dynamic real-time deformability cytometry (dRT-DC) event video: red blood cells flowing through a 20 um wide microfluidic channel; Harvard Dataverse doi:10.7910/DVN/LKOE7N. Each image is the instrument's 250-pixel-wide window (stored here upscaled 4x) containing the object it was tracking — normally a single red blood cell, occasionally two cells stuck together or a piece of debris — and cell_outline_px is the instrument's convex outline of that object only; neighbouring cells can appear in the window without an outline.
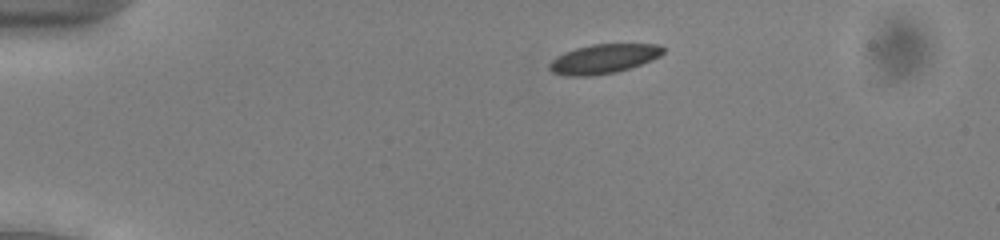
{"species": "common noctule bat (a hibernating species)", "species_latin": "Nyctalus noctula", "temperature_condition": "cold", "stored_images_in_passage": 45, "camera_frame_rate_fps": 3000, "um_per_image_px": 0.085, "animal": {"sex": "male", "body_mass_g": 13.0, "forearm_length_mm": 53.1}, "frame": {"image": 1, "passage_image": 3, "time_ms": 0.667, "image_size_px": [1000, 240], "cell_outline_px": [[664, 52], [660, 56], [652, 60], [616, 72], [592, 76], [568, 76], [552, 72], [548, 68], [548, 64], [556, 56], [564, 52], [576, 48], [592, 44], [660, 44], [664, 48]], "centroid_in_image_um": [51.29, 5.0], "position_along_channel_um": 33.7, "area_um2": 19.48}}
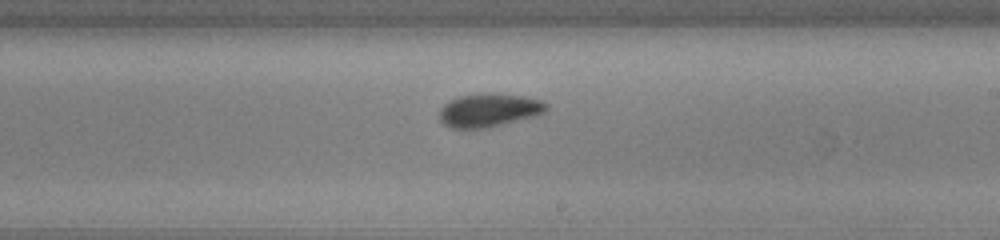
{"frame": {"image": 2, "passage_image": 24, "time_ms": 7.667, "image_size_px": [1000, 240], "cell_outline_px": [[548, 108], [540, 116], [504, 124], [484, 128], [452, 128], [444, 124], [440, 120], [440, 108], [448, 100], [460, 96], [488, 92], [524, 96], [544, 100], [548, 104]], "centroid_in_image_um": [41.62, 9.35], "position_along_channel_um": 247.4, "area_um2": 21.21}}
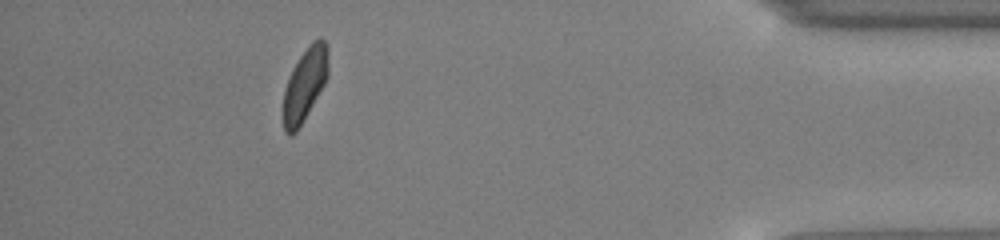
{"frame": {"image": 3, "passage_image": 40, "time_ms": 13.0, "image_size_px": [1000, 240], "cell_outline_px": [[328, 76], [324, 84], [296, 132], [292, 136], [288, 136], [284, 132], [280, 116], [280, 108], [284, 92], [288, 80], [300, 56], [308, 44], [312, 40], [320, 36], [328, 44]], "centroid_in_image_um": [25.87, 7.22], "position_along_channel_um": 409.3, "area_um2": 19.54}, "authors_computed_cell_mechanics": {"area_um2": 19.8832, "velocity_mm_per_s": 3.9245, "shape_relaxation_time_tau1_ms": 3.3158, "shape_relaxation_time_tau2_ms": 3.8003, "deformation_change_tau1": 0.102, "deformation_change_tau2": 0.0648}}